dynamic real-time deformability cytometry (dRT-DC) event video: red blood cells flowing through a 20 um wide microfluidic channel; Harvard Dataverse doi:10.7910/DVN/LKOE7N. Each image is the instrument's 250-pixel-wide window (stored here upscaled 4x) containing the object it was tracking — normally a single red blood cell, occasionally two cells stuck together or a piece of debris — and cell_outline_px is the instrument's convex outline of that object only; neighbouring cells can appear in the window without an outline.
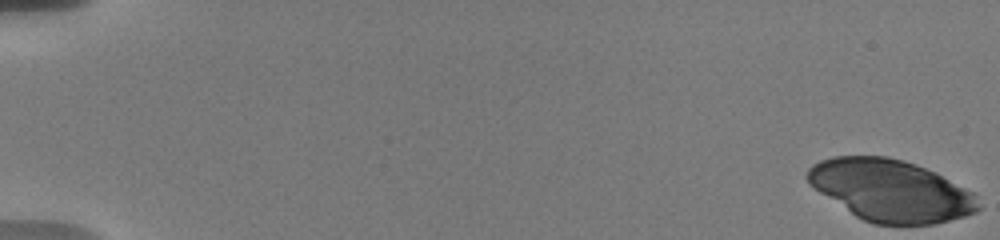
{"species": "human", "species_latin": "Homo sapiens", "temperature_condition": "warm", "stored_images_in_passage": 23, "camera_frame_rate_fps": 3000, "um_per_image_px": 0.085, "donor": {"sex": "male"}, "frame": {"image": 1, "passage_image": 1, "time_ms": 0.0, "image_size_px": [1000, 240], "cell_outline_px": [[980, 208], [976, 212], [964, 216], [936, 224], [872, 224], [856, 216], [808, 184], [808, 168], [812, 164], [820, 160], [832, 156], [888, 156], [904, 160], [916, 164], [936, 172], [972, 192]], "centroid_in_image_um": [75.7, 16.18], "position_along_channel_um": 9.3, "area_um2": 61.04}}